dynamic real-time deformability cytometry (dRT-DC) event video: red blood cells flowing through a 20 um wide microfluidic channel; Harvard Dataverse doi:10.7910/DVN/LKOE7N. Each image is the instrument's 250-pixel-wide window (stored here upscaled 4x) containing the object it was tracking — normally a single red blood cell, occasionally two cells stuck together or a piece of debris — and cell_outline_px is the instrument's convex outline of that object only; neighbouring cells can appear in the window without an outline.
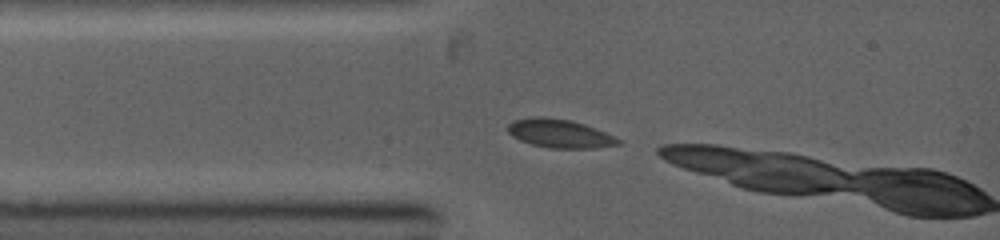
{"species": "common noctule bat (a hibernating species)", "species_latin": "Nyctalus noctula", "temperature_condition": "warm", "stored_images_in_passage": 4, "camera_frame_rate_fps": 5000, "um_per_image_px": 0.085, "animal": {"sex": "female", "body_mass_g": 19.0, "forearm_length_mm": 53.3}, "frame": {"image": 1, "passage_image": 1, "time_ms": 0.0, "image_size_px": [1000, 240], "cell_outline_px": [[620, 144], [596, 148], [548, 148], [532, 144], [520, 140], [512, 136], [508, 132], [508, 124], [516, 120], [540, 116], [544, 116], [572, 120], [584, 124], [604, 132], [620, 140]], "centroid_in_image_um": [47.56, 11.35], "position_along_channel_um": 37.4, "area_um2": 18.15}}